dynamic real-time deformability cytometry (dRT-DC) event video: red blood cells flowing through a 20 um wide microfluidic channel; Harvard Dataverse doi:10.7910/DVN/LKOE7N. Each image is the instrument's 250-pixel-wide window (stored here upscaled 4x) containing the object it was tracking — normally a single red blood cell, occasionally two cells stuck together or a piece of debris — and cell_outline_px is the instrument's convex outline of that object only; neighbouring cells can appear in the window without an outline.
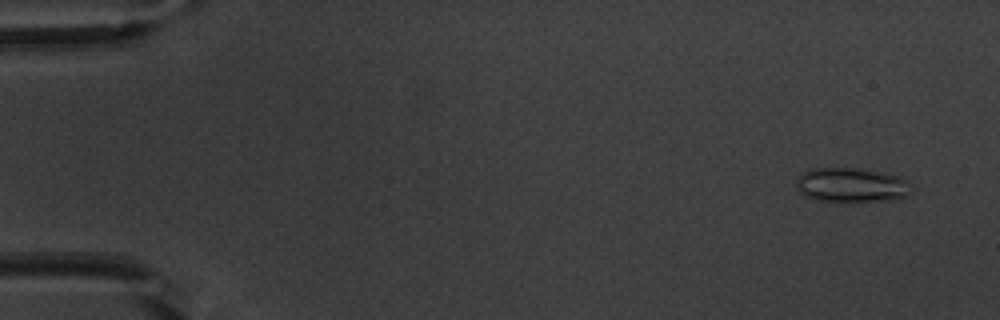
{"species": "common noctule bat (a hibernating species)", "species_latin": "Nyctalus noctula", "temperature_condition": "warm", "stored_images_in_passage": 54, "camera_frame_rate_fps": 3000, "um_per_image_px": 0.085, "animal": {"sex": "male", "body_mass_g": 20.1, "forearm_length_mm": 53.5}, "frame": {"image": 1, "passage_image": 4, "time_ms": 1.0, "image_size_px": [1000, 320], "cell_outline_px": [[912, 192], [904, 196], [892, 200], [816, 200], [804, 196], [796, 188], [796, 180], [808, 168], [856, 168], [900, 176], [908, 180], [912, 184]], "centroid_in_image_um": [72.38, 15.71], "position_along_channel_um": 12.6, "area_um2": 22.89}}
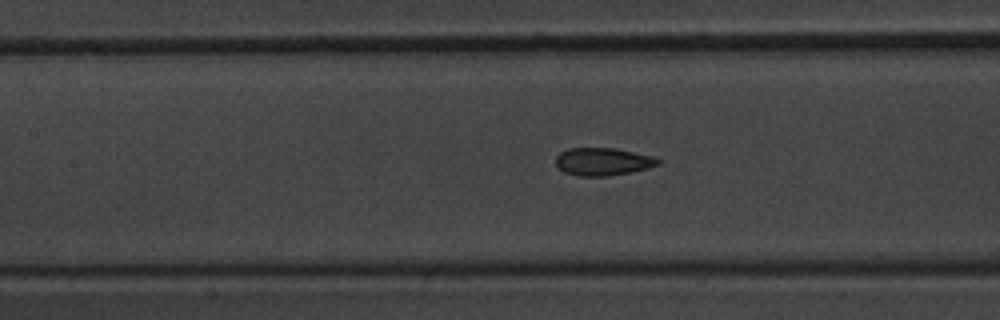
{"frame": {"image": 2, "passage_image": 25, "time_ms": 8.0, "image_size_px": [1000, 320], "cell_outline_px": [[660, 164], [648, 168], [632, 172], [608, 176], [576, 176], [564, 172], [556, 168], [556, 156], [560, 152], [568, 148], [612, 148], [652, 156], [660, 160]], "centroid_in_image_um": [51.2, 13.75], "position_along_channel_um": 156.2, "area_um2": 16.59}}
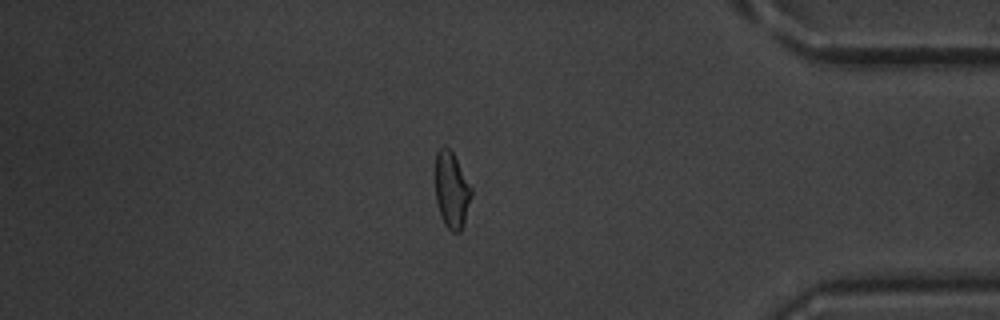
{"frame": {"image": 3, "passage_image": 46, "time_ms": 15.0, "image_size_px": [1000, 320], "cell_outline_px": [[472, 196], [464, 224], [460, 232], [452, 232], [444, 224], [440, 216], [436, 200], [436, 152], [444, 144], [452, 152], [472, 188]], "centroid_in_image_um": [38.39, 16.18], "position_along_channel_um": 396.8, "area_um2": 16.01}, "authors_computed_cell_mechanics": {"area_um2": 16.8198, "velocity_mm_per_s": 3.855, "shape_relaxation_time_tau1_ms": 4.3293, "shape_relaxation_time_tau2_ms": 1.4125, "deformation_change_tau1": 0.1285, "deformation_change_tau2": 0.0852}}